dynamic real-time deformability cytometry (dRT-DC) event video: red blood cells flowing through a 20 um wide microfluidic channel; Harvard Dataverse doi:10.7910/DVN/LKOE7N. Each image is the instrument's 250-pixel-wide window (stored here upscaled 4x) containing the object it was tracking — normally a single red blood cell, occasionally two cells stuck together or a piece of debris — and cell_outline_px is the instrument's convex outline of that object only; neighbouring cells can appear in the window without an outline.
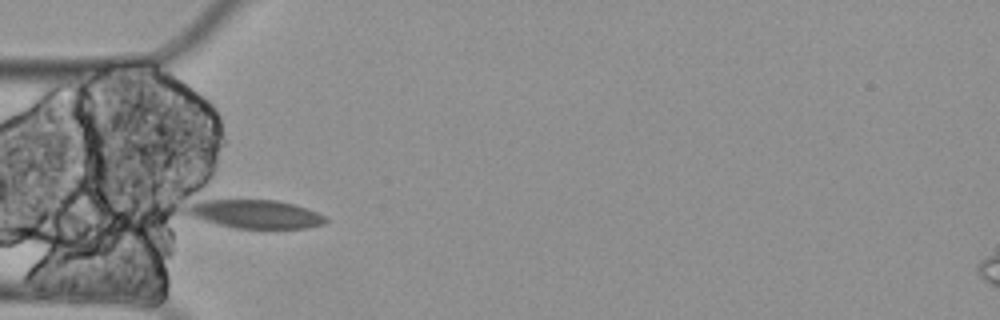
{"species": "Egyptian fruit bat (a non-hibernating species)", "species_latin": "Rousettus aegyptiacus", "temperature_condition": "cold", "stored_images_in_passage": 3, "camera_frame_rate_fps": 3000, "um_per_image_px": 0.085, "animal": {"sex": "female"}, "frame": {"image": 1, "passage_image": 1, "time_ms": 0.0, "image_size_px": [1000, 320], "cell_outline_px": [[328, 220], [324, 224], [308, 228], [236, 228], [204, 220], [192, 216], [184, 212], [192, 204], [204, 200], [276, 200], [308, 208], [324, 216]], "centroid_in_image_um": [21.76, 18.2], "position_along_channel_um": 63.2, "area_um2": 22.66}}
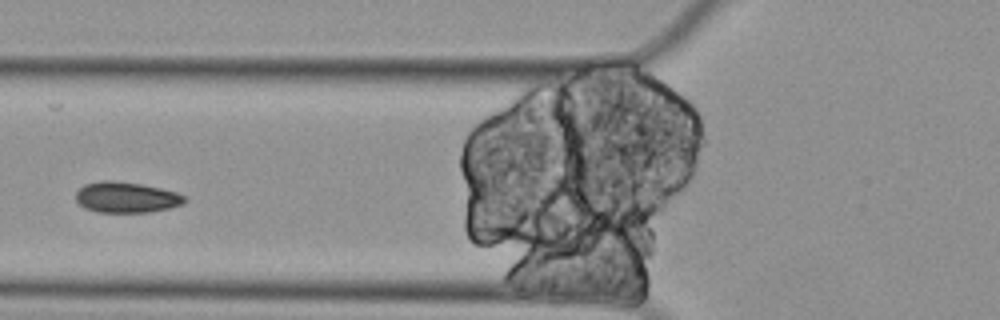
{"frame": {"image": 2, "passage_image": 2, "time_ms": 0.333, "image_size_px": [1000, 320], "cell_outline_px": [[188, 200], [184, 204], [168, 208], [148, 212], [96, 212], [84, 208], [76, 200], [76, 192], [84, 184], [104, 180], [112, 180], [140, 184], [160, 188], [176, 192], [184, 196]], "centroid_in_image_um": [10.73, 16.77], "position_along_channel_um": 115.1, "area_um2": 19.48}}
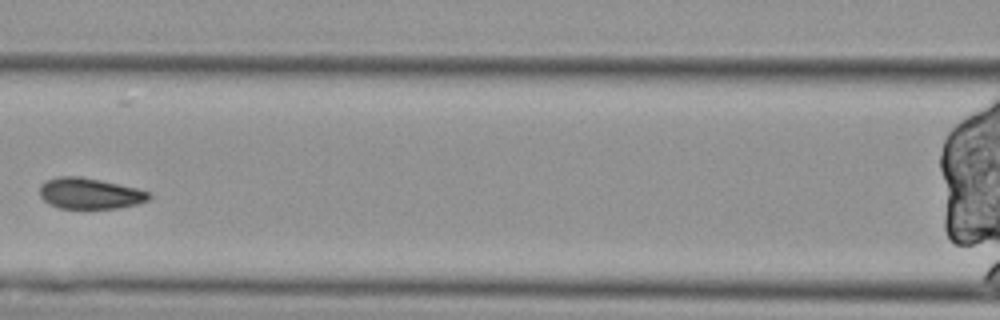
{"frame": {"image": 3, "passage_image": 3, "time_ms": 0.667, "image_size_px": [1000, 320], "cell_outline_px": [[152, 196], [148, 200], [136, 204], [116, 208], [60, 208], [48, 204], [40, 196], [40, 184], [48, 180], [60, 176], [80, 176], [100, 180], [136, 188], [148, 192]], "centroid_in_image_um": [7.61, 16.44], "position_along_channel_um": 159.0, "area_um2": 19.54}}